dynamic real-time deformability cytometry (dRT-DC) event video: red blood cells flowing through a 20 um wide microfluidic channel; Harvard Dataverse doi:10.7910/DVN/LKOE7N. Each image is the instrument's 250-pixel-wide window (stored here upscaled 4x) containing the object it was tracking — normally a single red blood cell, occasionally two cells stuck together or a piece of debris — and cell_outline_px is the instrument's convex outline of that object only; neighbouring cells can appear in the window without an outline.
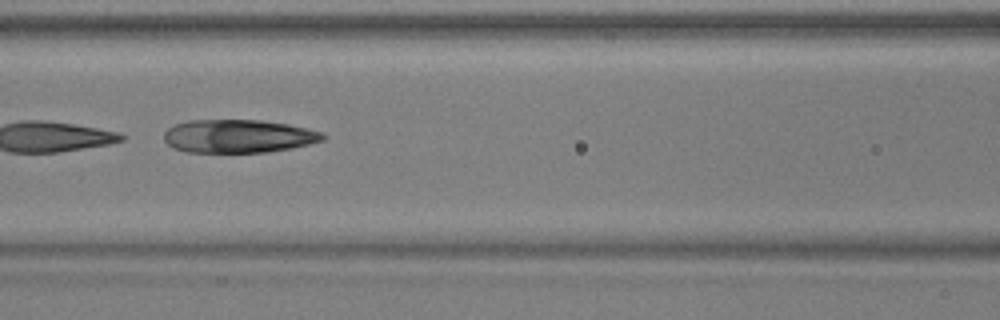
{"species": "common noctule bat (a hibernating species)", "species_latin": "Nyctalus noctula", "temperature_condition": "warm", "stored_images_in_passage": 38, "camera_frame_rate_fps": 3000, "um_per_image_px": 0.085, "animal": {"sex": "male", "body_mass_g": 17.9, "forearm_length_mm": 54.2}, "frame": {"image": 1, "passage_image": 22, "time_ms": 7.0, "image_size_px": [1000, 320], "cell_outline_px": [[328, 136], [324, 140], [292, 148], [268, 152], [188, 152], [172, 148], [164, 140], [164, 132], [168, 128], [176, 124], [188, 120], [260, 120], [288, 124], [324, 132]], "centroid_in_image_um": [20.28, 11.57], "position_along_channel_um": 146.3, "area_um2": 30.92}}